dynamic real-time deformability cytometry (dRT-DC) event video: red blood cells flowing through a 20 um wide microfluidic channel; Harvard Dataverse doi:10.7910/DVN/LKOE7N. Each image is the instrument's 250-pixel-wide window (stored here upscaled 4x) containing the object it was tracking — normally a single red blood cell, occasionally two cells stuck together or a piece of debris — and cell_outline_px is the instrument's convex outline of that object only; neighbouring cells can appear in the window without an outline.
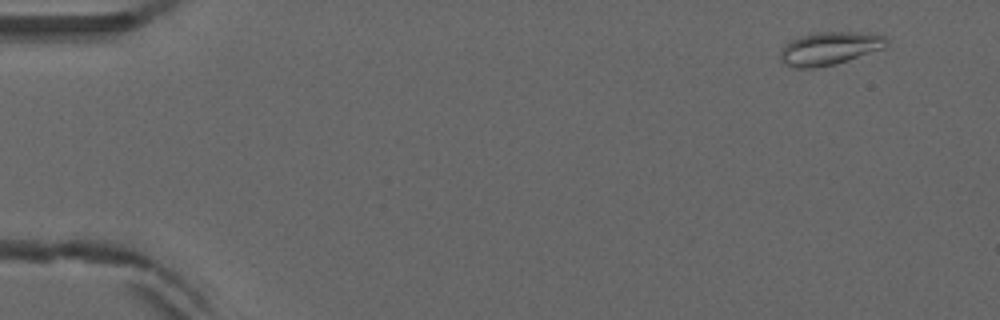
{"species": "common noctule bat (a hibernating species)", "species_latin": "Nyctalus noctula", "temperature_condition": "warm", "stored_images_in_passage": 5, "camera_frame_rate_fps": 3000, "um_per_image_px": 0.085, "animal": {"sex": "male", "forearm_length_mm": 52.5}, "frame": {"image": 1, "passage_image": 2, "time_ms": 0.333, "image_size_px": [1000, 320], "cell_outline_px": [[888, 44], [884, 48], [836, 64], [816, 68], [792, 68], [784, 64], [780, 60], [780, 48], [784, 44], [800, 36], [816, 32], [860, 32], [884, 36], [888, 40]], "centroid_in_image_um": [70.46, 4.12], "position_along_channel_um": 14.5, "area_um2": 20.63}}